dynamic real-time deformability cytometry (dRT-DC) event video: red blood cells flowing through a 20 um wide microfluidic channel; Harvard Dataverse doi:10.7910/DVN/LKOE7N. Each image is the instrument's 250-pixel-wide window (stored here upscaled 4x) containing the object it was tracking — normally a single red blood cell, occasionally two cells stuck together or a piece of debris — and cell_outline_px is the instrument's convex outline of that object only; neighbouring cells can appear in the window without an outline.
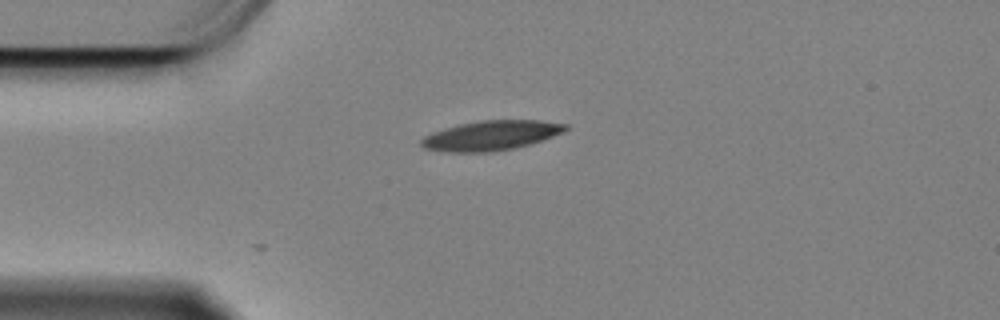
{"species": "Egyptian fruit bat (a non-hibernating species)", "species_latin": "Rousettus aegyptiacus", "temperature_condition": "cold", "stored_images_in_passage": 4, "camera_frame_rate_fps": 3000, "um_per_image_px": 0.085, "animal": {"sex": "female"}, "frame": {"image": 1, "passage_image": 1, "time_ms": 0.0, "image_size_px": [1000, 320], "cell_outline_px": [[572, 128], [564, 132], [528, 144], [512, 148], [488, 152], [452, 152], [424, 148], [420, 144], [420, 140], [424, 136], [432, 132], [444, 128], [460, 124], [480, 120], [540, 120], [568, 124]], "centroid_in_image_um": [41.75, 11.5], "position_along_channel_um": 43.2, "area_um2": 24.85}}